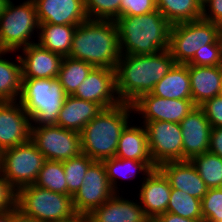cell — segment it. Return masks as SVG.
Here are the masks:
<instances>
[{"instance_id": "obj_48", "label": "cell", "mask_w": 222, "mask_h": 222, "mask_svg": "<svg viewBox=\"0 0 222 222\" xmlns=\"http://www.w3.org/2000/svg\"><path fill=\"white\" fill-rule=\"evenodd\" d=\"M5 50L3 49L2 45L0 44V53H3Z\"/></svg>"}, {"instance_id": "obj_44", "label": "cell", "mask_w": 222, "mask_h": 222, "mask_svg": "<svg viewBox=\"0 0 222 222\" xmlns=\"http://www.w3.org/2000/svg\"><path fill=\"white\" fill-rule=\"evenodd\" d=\"M14 222H40L34 217L24 214L17 206L14 207Z\"/></svg>"}, {"instance_id": "obj_4", "label": "cell", "mask_w": 222, "mask_h": 222, "mask_svg": "<svg viewBox=\"0 0 222 222\" xmlns=\"http://www.w3.org/2000/svg\"><path fill=\"white\" fill-rule=\"evenodd\" d=\"M134 111L132 104L119 103L102 111L87 123L81 135V150L93 161L115 157L122 130Z\"/></svg>"}, {"instance_id": "obj_14", "label": "cell", "mask_w": 222, "mask_h": 222, "mask_svg": "<svg viewBox=\"0 0 222 222\" xmlns=\"http://www.w3.org/2000/svg\"><path fill=\"white\" fill-rule=\"evenodd\" d=\"M31 124V119L20 102H0V150L28 142Z\"/></svg>"}, {"instance_id": "obj_6", "label": "cell", "mask_w": 222, "mask_h": 222, "mask_svg": "<svg viewBox=\"0 0 222 222\" xmlns=\"http://www.w3.org/2000/svg\"><path fill=\"white\" fill-rule=\"evenodd\" d=\"M17 207L40 222H58L76 214L70 195L56 193L35 184L17 191Z\"/></svg>"}, {"instance_id": "obj_39", "label": "cell", "mask_w": 222, "mask_h": 222, "mask_svg": "<svg viewBox=\"0 0 222 222\" xmlns=\"http://www.w3.org/2000/svg\"><path fill=\"white\" fill-rule=\"evenodd\" d=\"M205 113L212 128L222 127V98L215 96L199 106Z\"/></svg>"}, {"instance_id": "obj_35", "label": "cell", "mask_w": 222, "mask_h": 222, "mask_svg": "<svg viewBox=\"0 0 222 222\" xmlns=\"http://www.w3.org/2000/svg\"><path fill=\"white\" fill-rule=\"evenodd\" d=\"M122 0H84L85 10L90 20H113L120 17Z\"/></svg>"}, {"instance_id": "obj_46", "label": "cell", "mask_w": 222, "mask_h": 222, "mask_svg": "<svg viewBox=\"0 0 222 222\" xmlns=\"http://www.w3.org/2000/svg\"><path fill=\"white\" fill-rule=\"evenodd\" d=\"M0 222H14V208L1 212Z\"/></svg>"}, {"instance_id": "obj_21", "label": "cell", "mask_w": 222, "mask_h": 222, "mask_svg": "<svg viewBox=\"0 0 222 222\" xmlns=\"http://www.w3.org/2000/svg\"><path fill=\"white\" fill-rule=\"evenodd\" d=\"M115 193L100 207L92 210L88 217L91 222H146L148 218L139 202L128 200Z\"/></svg>"}, {"instance_id": "obj_28", "label": "cell", "mask_w": 222, "mask_h": 222, "mask_svg": "<svg viewBox=\"0 0 222 222\" xmlns=\"http://www.w3.org/2000/svg\"><path fill=\"white\" fill-rule=\"evenodd\" d=\"M156 7L171 25L202 19L200 0H156Z\"/></svg>"}, {"instance_id": "obj_37", "label": "cell", "mask_w": 222, "mask_h": 222, "mask_svg": "<svg viewBox=\"0 0 222 222\" xmlns=\"http://www.w3.org/2000/svg\"><path fill=\"white\" fill-rule=\"evenodd\" d=\"M187 65L196 66H222V38L215 43L205 45V48L198 50Z\"/></svg>"}, {"instance_id": "obj_1", "label": "cell", "mask_w": 222, "mask_h": 222, "mask_svg": "<svg viewBox=\"0 0 222 222\" xmlns=\"http://www.w3.org/2000/svg\"><path fill=\"white\" fill-rule=\"evenodd\" d=\"M175 64L169 50L148 55H121L115 68L120 102L132 104L141 95L150 93Z\"/></svg>"}, {"instance_id": "obj_12", "label": "cell", "mask_w": 222, "mask_h": 222, "mask_svg": "<svg viewBox=\"0 0 222 222\" xmlns=\"http://www.w3.org/2000/svg\"><path fill=\"white\" fill-rule=\"evenodd\" d=\"M114 194L103 161H93L86 171L82 185L72 197L73 206L76 213L88 215Z\"/></svg>"}, {"instance_id": "obj_15", "label": "cell", "mask_w": 222, "mask_h": 222, "mask_svg": "<svg viewBox=\"0 0 222 222\" xmlns=\"http://www.w3.org/2000/svg\"><path fill=\"white\" fill-rule=\"evenodd\" d=\"M72 96L95 102L103 109L118 105L115 69L94 67Z\"/></svg>"}, {"instance_id": "obj_5", "label": "cell", "mask_w": 222, "mask_h": 222, "mask_svg": "<svg viewBox=\"0 0 222 222\" xmlns=\"http://www.w3.org/2000/svg\"><path fill=\"white\" fill-rule=\"evenodd\" d=\"M66 96L67 94L57 78L22 79L19 102L29 115L31 126L56 125Z\"/></svg>"}, {"instance_id": "obj_45", "label": "cell", "mask_w": 222, "mask_h": 222, "mask_svg": "<svg viewBox=\"0 0 222 222\" xmlns=\"http://www.w3.org/2000/svg\"><path fill=\"white\" fill-rule=\"evenodd\" d=\"M58 222H91L87 214L76 213L73 217Z\"/></svg>"}, {"instance_id": "obj_40", "label": "cell", "mask_w": 222, "mask_h": 222, "mask_svg": "<svg viewBox=\"0 0 222 222\" xmlns=\"http://www.w3.org/2000/svg\"><path fill=\"white\" fill-rule=\"evenodd\" d=\"M17 206V190L0 173V213Z\"/></svg>"}, {"instance_id": "obj_7", "label": "cell", "mask_w": 222, "mask_h": 222, "mask_svg": "<svg viewBox=\"0 0 222 222\" xmlns=\"http://www.w3.org/2000/svg\"><path fill=\"white\" fill-rule=\"evenodd\" d=\"M221 37L220 25L203 19L171 25L169 52L176 64H187L198 50Z\"/></svg>"}, {"instance_id": "obj_27", "label": "cell", "mask_w": 222, "mask_h": 222, "mask_svg": "<svg viewBox=\"0 0 222 222\" xmlns=\"http://www.w3.org/2000/svg\"><path fill=\"white\" fill-rule=\"evenodd\" d=\"M0 53V102H12L19 100L22 91V64L20 56L11 62L2 57L6 53ZM3 55V56H2Z\"/></svg>"}, {"instance_id": "obj_34", "label": "cell", "mask_w": 222, "mask_h": 222, "mask_svg": "<svg viewBox=\"0 0 222 222\" xmlns=\"http://www.w3.org/2000/svg\"><path fill=\"white\" fill-rule=\"evenodd\" d=\"M93 160L86 154L70 158L63 161V168L65 172V179L68 186V195L73 197L82 185L83 178L89 165Z\"/></svg>"}, {"instance_id": "obj_17", "label": "cell", "mask_w": 222, "mask_h": 222, "mask_svg": "<svg viewBox=\"0 0 222 222\" xmlns=\"http://www.w3.org/2000/svg\"><path fill=\"white\" fill-rule=\"evenodd\" d=\"M38 22L78 26L88 16L84 0H33Z\"/></svg>"}, {"instance_id": "obj_50", "label": "cell", "mask_w": 222, "mask_h": 222, "mask_svg": "<svg viewBox=\"0 0 222 222\" xmlns=\"http://www.w3.org/2000/svg\"><path fill=\"white\" fill-rule=\"evenodd\" d=\"M146 222H154L153 220H151V219H148Z\"/></svg>"}, {"instance_id": "obj_32", "label": "cell", "mask_w": 222, "mask_h": 222, "mask_svg": "<svg viewBox=\"0 0 222 222\" xmlns=\"http://www.w3.org/2000/svg\"><path fill=\"white\" fill-rule=\"evenodd\" d=\"M35 185L56 193L68 195L63 162L45 160Z\"/></svg>"}, {"instance_id": "obj_29", "label": "cell", "mask_w": 222, "mask_h": 222, "mask_svg": "<svg viewBox=\"0 0 222 222\" xmlns=\"http://www.w3.org/2000/svg\"><path fill=\"white\" fill-rule=\"evenodd\" d=\"M109 183L115 193H119L120 190L117 187L118 179L123 178L135 179L136 173H144L143 176H147L157 167L153 164V161H136L133 159H122L117 157H111L103 161ZM118 178V179H117ZM117 180V181H116Z\"/></svg>"}, {"instance_id": "obj_41", "label": "cell", "mask_w": 222, "mask_h": 222, "mask_svg": "<svg viewBox=\"0 0 222 222\" xmlns=\"http://www.w3.org/2000/svg\"><path fill=\"white\" fill-rule=\"evenodd\" d=\"M202 19L222 24V0H207L203 4Z\"/></svg>"}, {"instance_id": "obj_47", "label": "cell", "mask_w": 222, "mask_h": 222, "mask_svg": "<svg viewBox=\"0 0 222 222\" xmlns=\"http://www.w3.org/2000/svg\"><path fill=\"white\" fill-rule=\"evenodd\" d=\"M9 0H0V15L3 13L4 7Z\"/></svg>"}, {"instance_id": "obj_49", "label": "cell", "mask_w": 222, "mask_h": 222, "mask_svg": "<svg viewBox=\"0 0 222 222\" xmlns=\"http://www.w3.org/2000/svg\"><path fill=\"white\" fill-rule=\"evenodd\" d=\"M202 4H204L207 0H200Z\"/></svg>"}, {"instance_id": "obj_2", "label": "cell", "mask_w": 222, "mask_h": 222, "mask_svg": "<svg viewBox=\"0 0 222 222\" xmlns=\"http://www.w3.org/2000/svg\"><path fill=\"white\" fill-rule=\"evenodd\" d=\"M96 68L115 69L121 57L118 27L113 20H86L74 32L69 56Z\"/></svg>"}, {"instance_id": "obj_3", "label": "cell", "mask_w": 222, "mask_h": 222, "mask_svg": "<svg viewBox=\"0 0 222 222\" xmlns=\"http://www.w3.org/2000/svg\"><path fill=\"white\" fill-rule=\"evenodd\" d=\"M115 22L121 55H148L168 50L171 24L158 10L139 16H121Z\"/></svg>"}, {"instance_id": "obj_22", "label": "cell", "mask_w": 222, "mask_h": 222, "mask_svg": "<svg viewBox=\"0 0 222 222\" xmlns=\"http://www.w3.org/2000/svg\"><path fill=\"white\" fill-rule=\"evenodd\" d=\"M192 100L196 106L219 96L222 89V66L188 65Z\"/></svg>"}, {"instance_id": "obj_16", "label": "cell", "mask_w": 222, "mask_h": 222, "mask_svg": "<svg viewBox=\"0 0 222 222\" xmlns=\"http://www.w3.org/2000/svg\"><path fill=\"white\" fill-rule=\"evenodd\" d=\"M183 161L209 152L211 125L204 111L196 106L181 122Z\"/></svg>"}, {"instance_id": "obj_20", "label": "cell", "mask_w": 222, "mask_h": 222, "mask_svg": "<svg viewBox=\"0 0 222 222\" xmlns=\"http://www.w3.org/2000/svg\"><path fill=\"white\" fill-rule=\"evenodd\" d=\"M157 168L168 179L172 189L182 190L200 200L208 191V187L190 160L165 162Z\"/></svg>"}, {"instance_id": "obj_38", "label": "cell", "mask_w": 222, "mask_h": 222, "mask_svg": "<svg viewBox=\"0 0 222 222\" xmlns=\"http://www.w3.org/2000/svg\"><path fill=\"white\" fill-rule=\"evenodd\" d=\"M157 10L156 0H122L120 4L121 16H139Z\"/></svg>"}, {"instance_id": "obj_33", "label": "cell", "mask_w": 222, "mask_h": 222, "mask_svg": "<svg viewBox=\"0 0 222 222\" xmlns=\"http://www.w3.org/2000/svg\"><path fill=\"white\" fill-rule=\"evenodd\" d=\"M167 212L188 219L203 220L201 200L178 189H171Z\"/></svg>"}, {"instance_id": "obj_31", "label": "cell", "mask_w": 222, "mask_h": 222, "mask_svg": "<svg viewBox=\"0 0 222 222\" xmlns=\"http://www.w3.org/2000/svg\"><path fill=\"white\" fill-rule=\"evenodd\" d=\"M200 178L208 189L222 187V158L211 152H205L191 160Z\"/></svg>"}, {"instance_id": "obj_11", "label": "cell", "mask_w": 222, "mask_h": 222, "mask_svg": "<svg viewBox=\"0 0 222 222\" xmlns=\"http://www.w3.org/2000/svg\"><path fill=\"white\" fill-rule=\"evenodd\" d=\"M148 136L153 164L158 167L170 161H183L180 124L167 121H142Z\"/></svg>"}, {"instance_id": "obj_18", "label": "cell", "mask_w": 222, "mask_h": 222, "mask_svg": "<svg viewBox=\"0 0 222 222\" xmlns=\"http://www.w3.org/2000/svg\"><path fill=\"white\" fill-rule=\"evenodd\" d=\"M141 184L138 200L146 217L154 220L166 213L172 188L165 175L156 168L143 177Z\"/></svg>"}, {"instance_id": "obj_19", "label": "cell", "mask_w": 222, "mask_h": 222, "mask_svg": "<svg viewBox=\"0 0 222 222\" xmlns=\"http://www.w3.org/2000/svg\"><path fill=\"white\" fill-rule=\"evenodd\" d=\"M22 79L58 78L63 56L44 49L37 42L21 49Z\"/></svg>"}, {"instance_id": "obj_25", "label": "cell", "mask_w": 222, "mask_h": 222, "mask_svg": "<svg viewBox=\"0 0 222 222\" xmlns=\"http://www.w3.org/2000/svg\"><path fill=\"white\" fill-rule=\"evenodd\" d=\"M165 99L192 100L187 64H175L150 92Z\"/></svg>"}, {"instance_id": "obj_24", "label": "cell", "mask_w": 222, "mask_h": 222, "mask_svg": "<svg viewBox=\"0 0 222 222\" xmlns=\"http://www.w3.org/2000/svg\"><path fill=\"white\" fill-rule=\"evenodd\" d=\"M132 125L128 123L122 130L115 157L136 161H152L145 126Z\"/></svg>"}, {"instance_id": "obj_36", "label": "cell", "mask_w": 222, "mask_h": 222, "mask_svg": "<svg viewBox=\"0 0 222 222\" xmlns=\"http://www.w3.org/2000/svg\"><path fill=\"white\" fill-rule=\"evenodd\" d=\"M201 208L204 222H222V187L208 189Z\"/></svg>"}, {"instance_id": "obj_42", "label": "cell", "mask_w": 222, "mask_h": 222, "mask_svg": "<svg viewBox=\"0 0 222 222\" xmlns=\"http://www.w3.org/2000/svg\"><path fill=\"white\" fill-rule=\"evenodd\" d=\"M209 152L222 158V127L211 129Z\"/></svg>"}, {"instance_id": "obj_26", "label": "cell", "mask_w": 222, "mask_h": 222, "mask_svg": "<svg viewBox=\"0 0 222 222\" xmlns=\"http://www.w3.org/2000/svg\"><path fill=\"white\" fill-rule=\"evenodd\" d=\"M77 26L40 23L38 44L44 49L68 57Z\"/></svg>"}, {"instance_id": "obj_10", "label": "cell", "mask_w": 222, "mask_h": 222, "mask_svg": "<svg viewBox=\"0 0 222 222\" xmlns=\"http://www.w3.org/2000/svg\"><path fill=\"white\" fill-rule=\"evenodd\" d=\"M30 140L46 160L63 162L82 153L80 133L57 125L31 126Z\"/></svg>"}, {"instance_id": "obj_43", "label": "cell", "mask_w": 222, "mask_h": 222, "mask_svg": "<svg viewBox=\"0 0 222 222\" xmlns=\"http://www.w3.org/2000/svg\"><path fill=\"white\" fill-rule=\"evenodd\" d=\"M153 221L154 222H204L203 220L188 219L169 212L159 215Z\"/></svg>"}, {"instance_id": "obj_23", "label": "cell", "mask_w": 222, "mask_h": 222, "mask_svg": "<svg viewBox=\"0 0 222 222\" xmlns=\"http://www.w3.org/2000/svg\"><path fill=\"white\" fill-rule=\"evenodd\" d=\"M102 109L95 102L67 95L63 107L59 111L56 125L80 133L84 126L95 118Z\"/></svg>"}, {"instance_id": "obj_13", "label": "cell", "mask_w": 222, "mask_h": 222, "mask_svg": "<svg viewBox=\"0 0 222 222\" xmlns=\"http://www.w3.org/2000/svg\"><path fill=\"white\" fill-rule=\"evenodd\" d=\"M132 106L134 113L143 115V121H167L178 124L196 107L193 100L165 99L151 93L141 95Z\"/></svg>"}, {"instance_id": "obj_9", "label": "cell", "mask_w": 222, "mask_h": 222, "mask_svg": "<svg viewBox=\"0 0 222 222\" xmlns=\"http://www.w3.org/2000/svg\"><path fill=\"white\" fill-rule=\"evenodd\" d=\"M45 160L44 155L29 140L1 151L0 173L18 191L35 184Z\"/></svg>"}, {"instance_id": "obj_30", "label": "cell", "mask_w": 222, "mask_h": 222, "mask_svg": "<svg viewBox=\"0 0 222 222\" xmlns=\"http://www.w3.org/2000/svg\"><path fill=\"white\" fill-rule=\"evenodd\" d=\"M94 67L89 63L64 57L61 63L58 80L67 95H72L87 78Z\"/></svg>"}, {"instance_id": "obj_8", "label": "cell", "mask_w": 222, "mask_h": 222, "mask_svg": "<svg viewBox=\"0 0 222 222\" xmlns=\"http://www.w3.org/2000/svg\"><path fill=\"white\" fill-rule=\"evenodd\" d=\"M34 30L39 33L34 1L27 0L15 6L13 1L9 0L0 15V44L3 49L16 51L34 44L35 42H30Z\"/></svg>"}]
</instances>
